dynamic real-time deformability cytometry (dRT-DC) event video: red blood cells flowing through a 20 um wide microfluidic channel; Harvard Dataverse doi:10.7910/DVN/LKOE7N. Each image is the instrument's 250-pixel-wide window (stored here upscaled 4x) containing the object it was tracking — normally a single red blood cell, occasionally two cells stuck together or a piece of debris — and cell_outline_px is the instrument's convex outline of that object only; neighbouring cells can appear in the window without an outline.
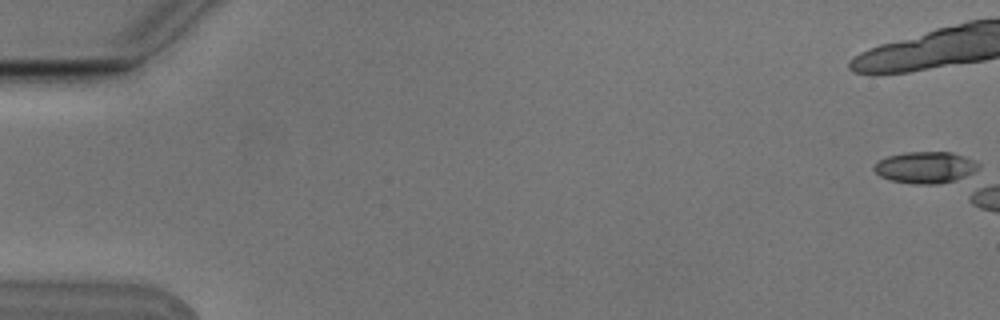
{"species": "Egyptian fruit bat (a non-hibernating species)", "species_latin": "Rousettus aegyptiacus", "temperature_condition": "cold", "stored_images_in_passage": 4, "camera_frame_rate_fps": 3000, "um_per_image_px": 0.085, "animal": {"sex": "male"}, "frame": {"image": 1, "passage_image": 1, "time_ms": 0.0, "image_size_px": [1000, 320], "cell_outline_px": [[980, 168], [956, 180], [940, 184], [916, 184], [892, 180], [880, 176], [872, 168], [880, 160], [888, 156], [904, 152], [952, 152], [976, 160], [980, 164]], "centroid_in_image_um": [78.69, 14.22], "position_along_channel_um": 6.3, "area_um2": 19.19}}